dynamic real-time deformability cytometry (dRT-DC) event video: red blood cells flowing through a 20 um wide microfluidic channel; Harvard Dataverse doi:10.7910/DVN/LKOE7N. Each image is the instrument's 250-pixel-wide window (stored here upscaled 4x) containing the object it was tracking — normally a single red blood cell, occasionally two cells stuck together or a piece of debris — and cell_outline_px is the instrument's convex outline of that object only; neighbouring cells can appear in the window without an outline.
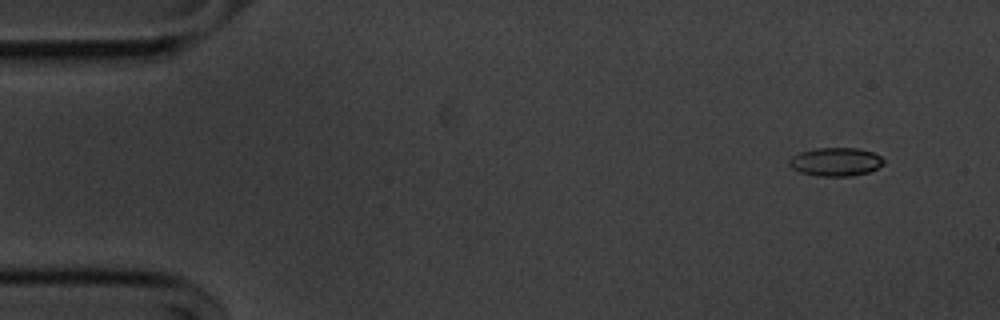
{"species": "common noctule bat (a hibernating species)", "species_latin": "Nyctalus noctula", "temperature_condition": "cold", "stored_images_in_passage": 56, "camera_frame_rate_fps": 3000, "um_per_image_px": 0.085, "animal": {"sex": "male", "body_mass_g": 20.1, "forearm_length_mm": 53.5}, "frame": {"image": 1, "passage_image": 5, "time_ms": 1.333, "image_size_px": [1000, 320], "cell_outline_px": [[884, 164], [868, 172], [848, 176], [820, 176], [800, 172], [792, 168], [788, 164], [788, 160], [792, 156], [800, 152], [816, 148], [860, 148], [872, 152], [880, 156], [884, 160]], "centroid_in_image_um": [71.02, 13.74], "position_along_channel_um": 14.0, "area_um2": 15.61}}
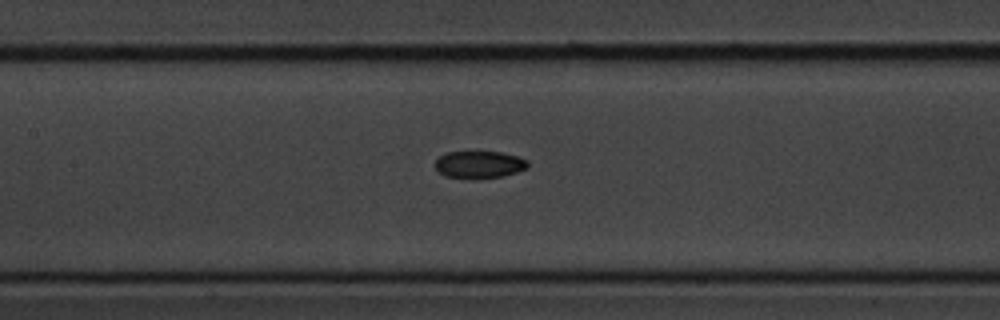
{"frame": {"image": 2, "passage_image": 26, "time_ms": 8.333, "image_size_px": [1000, 320], "cell_outline_px": [[528, 168], [504, 176], [444, 176], [436, 168], [436, 160], [444, 152], [500, 152], [516, 156], [528, 160]], "centroid_in_image_um": [40.76, 13.94], "position_along_channel_um": 166.6, "area_um2": 14.05}}
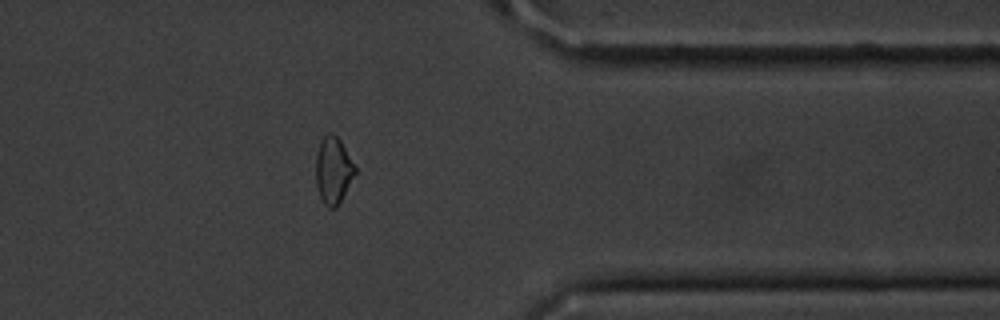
{"frame": {"image": 3, "passage_image": 45, "time_ms": 14.667, "image_size_px": [1000, 320], "cell_outline_px": [[356, 172], [340, 200], [332, 208], [328, 208], [324, 204], [320, 196], [316, 184], [316, 152], [320, 140], [328, 132], [332, 132], [340, 140], [356, 168]], "centroid_in_image_um": [28.3, 14.43], "position_along_channel_um": 383.1, "area_um2": 14.97}, "authors_computed_cell_mechanics": {"area_um2": 15.4615, "velocity_mm_per_s": 3.6206, "shape_relaxation_time_tau1_ms": 3.8719, "shape_relaxation_time_tau2_ms": 3.1021, "deformation_change_tau1": 0.1151, "deformation_change_tau2": 0.0634}}